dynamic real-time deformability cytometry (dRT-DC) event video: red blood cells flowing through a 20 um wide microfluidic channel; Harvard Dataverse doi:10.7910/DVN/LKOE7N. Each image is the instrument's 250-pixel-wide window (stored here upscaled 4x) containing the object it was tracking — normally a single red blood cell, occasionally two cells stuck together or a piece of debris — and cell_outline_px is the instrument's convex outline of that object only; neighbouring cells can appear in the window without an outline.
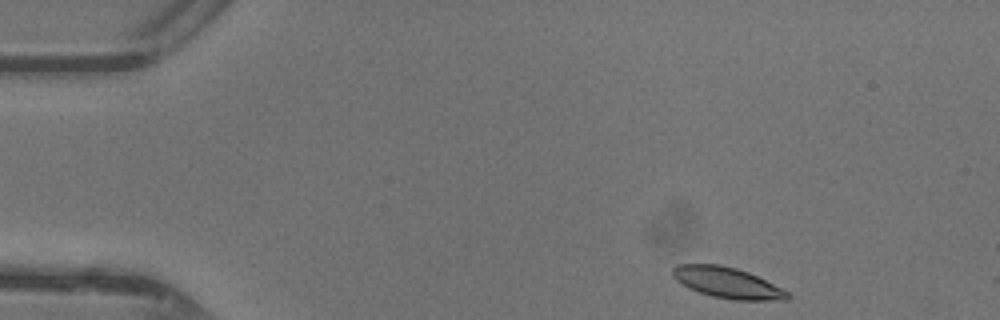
{"species": "common noctule bat (a hibernating species)", "species_latin": "Nyctalus noctula", "temperature_condition": "warm", "stored_images_in_passage": 42, "camera_frame_rate_fps": 3000, "um_per_image_px": 0.085, "animal": {"sex": "female"}, "frame": {"image": 1, "passage_image": 1, "time_ms": 0.0, "image_size_px": [1000, 320], "cell_outline_px": [[792, 296], [788, 300], [732, 300], [712, 296], [688, 288], [676, 280], [672, 276], [672, 268], [676, 264], [720, 264], [736, 268], [748, 272], [788, 292]], "centroid_in_image_um": [61.79, 24.03], "position_along_channel_um": 23.2, "area_um2": 20.58}}
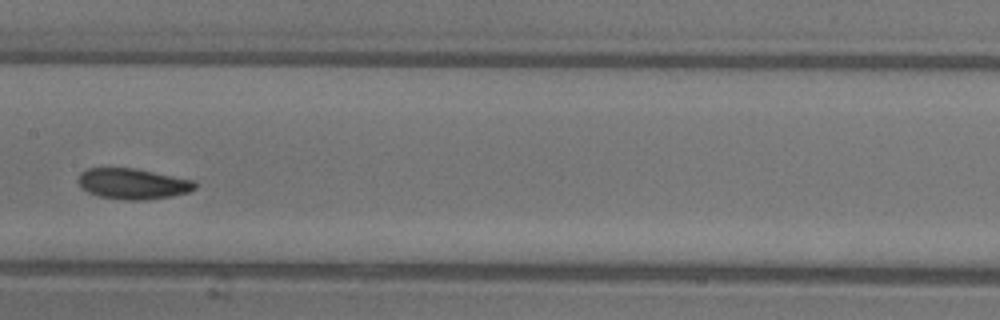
{"frame": {"image": 2, "passage_image": 19, "time_ms": 6.0, "image_size_px": [1000, 320], "cell_outline_px": [[196, 188], [188, 192], [172, 196], [144, 200], [124, 200], [100, 196], [88, 192], [80, 188], [76, 180], [80, 172], [88, 168], [136, 168], [196, 180]], "centroid_in_image_um": [11.28, 15.61], "position_along_channel_um": 196.1, "area_um2": 21.21}}
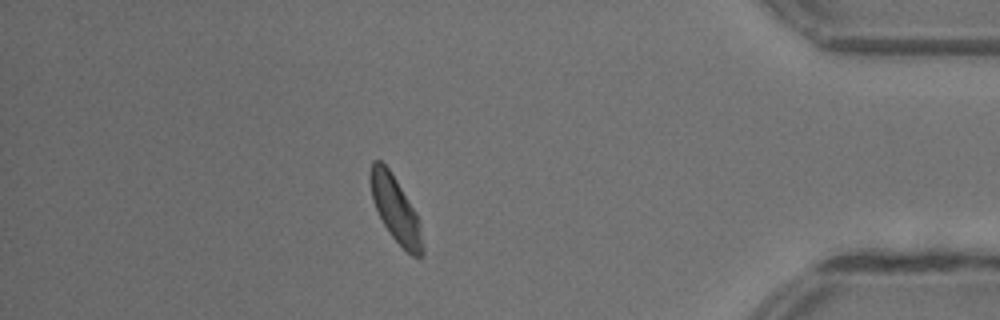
{"frame": {"image": 3, "passage_image": 36, "time_ms": 11.667, "image_size_px": [1000, 320], "cell_outline_px": [[424, 252], [420, 256], [412, 256], [392, 236], [384, 224], [372, 200], [368, 176], [372, 160], [380, 160], [388, 168], [396, 180], [416, 212], [420, 224], [424, 248]], "centroid_in_image_um": [33.6, 17.76], "position_along_channel_um": 401.6, "area_um2": 19.71}, "authors_computed_cell_mechanics": {"area_um2": 20.5479, "velocity_mm_per_s": 4.3569, "shape_relaxation_time_tau1_ms": 2.5246, "shape_relaxation_time_tau2_ms": 3.4775, "deformation_change_tau1": 0.0986, "deformation_change_tau2": 0.093}}